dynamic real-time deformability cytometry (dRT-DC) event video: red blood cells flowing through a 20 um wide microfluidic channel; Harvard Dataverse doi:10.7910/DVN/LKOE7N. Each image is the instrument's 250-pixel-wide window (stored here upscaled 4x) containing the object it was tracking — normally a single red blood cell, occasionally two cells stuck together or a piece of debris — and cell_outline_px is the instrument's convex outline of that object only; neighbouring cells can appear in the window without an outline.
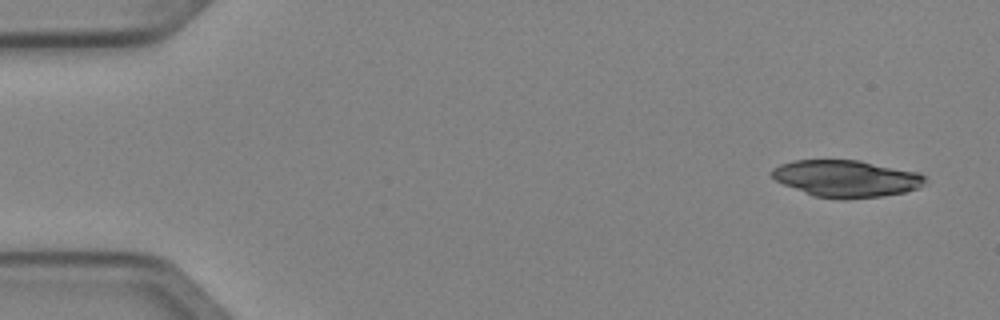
{"species": "Egyptian fruit bat (a non-hibernating species)", "species_latin": "Rousettus aegyptiacus", "temperature_condition": "cold", "stored_images_in_passage": 4, "camera_frame_rate_fps": 3000, "um_per_image_px": 0.085, "animal": {"sex": "female"}, "frame": {"image": 1, "passage_image": 1, "time_ms": 0.0, "image_size_px": [1000, 320], "cell_outline_px": [[928, 180], [920, 188], [904, 192], [880, 196], [812, 196], [784, 184], [776, 180], [768, 172], [772, 168], [780, 164], [796, 160], [860, 160], [920, 172]], "centroid_in_image_um": [71.95, 15.13], "position_along_channel_um": 13.0, "area_um2": 32.31}}